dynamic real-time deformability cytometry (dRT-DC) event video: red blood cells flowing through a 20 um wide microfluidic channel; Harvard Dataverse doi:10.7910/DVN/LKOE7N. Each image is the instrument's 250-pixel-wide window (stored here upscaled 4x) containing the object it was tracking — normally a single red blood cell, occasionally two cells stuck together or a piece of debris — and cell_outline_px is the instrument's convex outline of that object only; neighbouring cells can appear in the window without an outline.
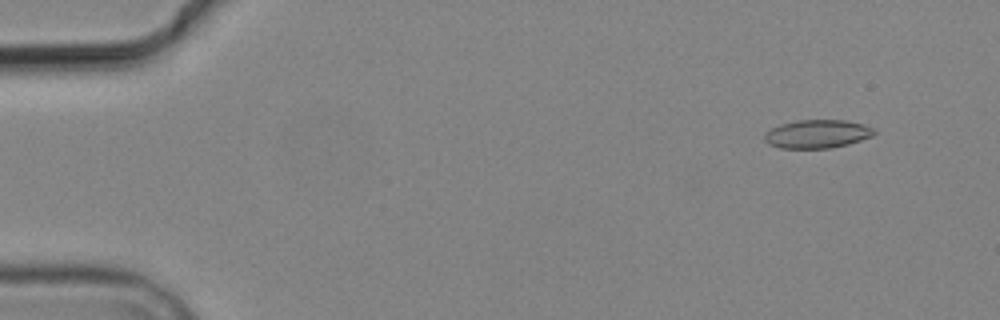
{"species": "common noctule bat (a hibernating species)", "species_latin": "Nyctalus noctula", "temperature_condition": "cold", "stored_images_in_passage": 3, "camera_frame_rate_fps": 3000, "um_per_image_px": 0.085, "animal": {"sex": "male", "body_mass_g": 19.2, "forearm_length_mm": 51.8}, "frame": {"image": 1, "passage_image": 2, "time_ms": 1.333, "image_size_px": [1000, 320], "cell_outline_px": [[876, 132], [872, 136], [848, 144], [832, 148], [780, 148], [768, 144], [764, 140], [764, 132], [780, 124], [796, 120], [844, 120], [864, 124], [876, 128]], "centroid_in_image_um": [69.46, 11.38], "position_along_channel_um": 15.5, "area_um2": 18.32}}